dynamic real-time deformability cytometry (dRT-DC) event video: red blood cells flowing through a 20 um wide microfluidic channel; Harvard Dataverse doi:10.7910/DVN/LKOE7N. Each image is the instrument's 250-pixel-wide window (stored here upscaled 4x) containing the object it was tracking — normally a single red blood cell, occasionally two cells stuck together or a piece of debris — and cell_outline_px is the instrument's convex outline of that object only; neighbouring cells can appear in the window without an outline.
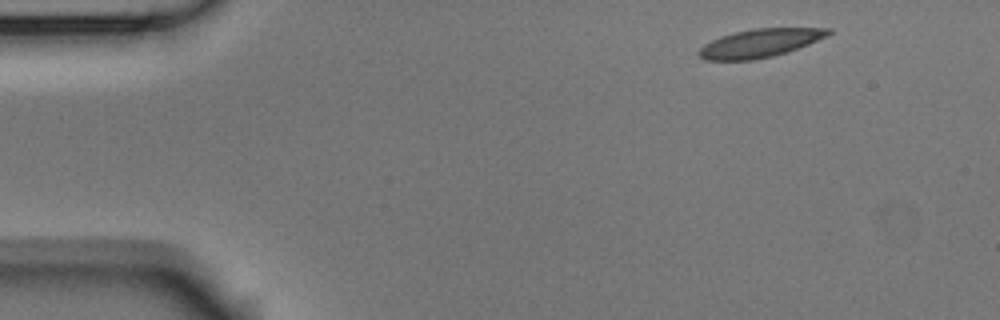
{"species": "Egyptian fruit bat (a non-hibernating species)", "species_latin": "Rousettus aegyptiacus", "temperature_condition": "room temperature", "stored_images_in_passage": 6, "camera_frame_rate_fps": 3000, "um_per_image_px": 0.085, "animal": {"sex": "male"}, "frame": {"image": 1, "passage_image": 6, "time_ms": 1.667, "image_size_px": [1000, 320], "cell_outline_px": [[832, 32], [828, 36], [788, 52], [772, 56], [752, 60], [704, 60], [696, 52], [704, 44], [720, 36], [752, 28], [832, 28]], "centroid_in_image_um": [64.59, 3.66], "position_along_channel_um": 20.4, "area_um2": 21.39}}